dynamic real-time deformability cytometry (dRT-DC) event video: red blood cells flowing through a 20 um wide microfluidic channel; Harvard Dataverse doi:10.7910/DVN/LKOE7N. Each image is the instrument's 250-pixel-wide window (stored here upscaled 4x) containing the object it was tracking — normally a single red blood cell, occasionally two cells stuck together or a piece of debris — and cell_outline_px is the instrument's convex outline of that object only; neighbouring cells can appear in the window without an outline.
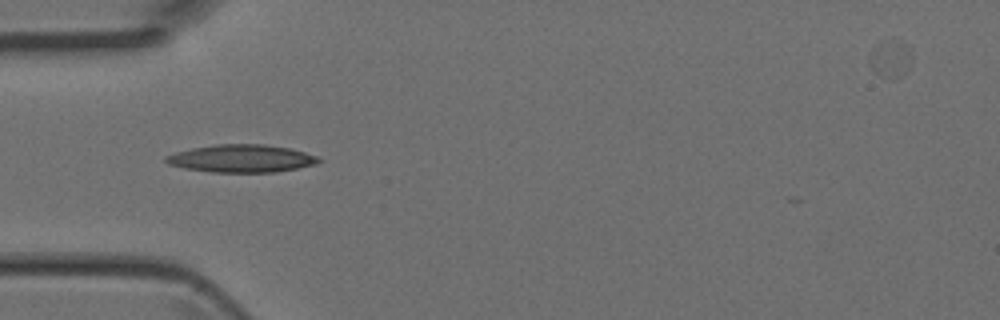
{"species": "Egyptian fruit bat (a non-hibernating species)", "species_latin": "Rousettus aegyptiacus", "temperature_condition": "room temperature", "stored_images_in_passage": 5, "camera_frame_rate_fps": 3000, "um_per_image_px": 0.085, "animal": {"sex": "female"}, "frame": {"image": 1, "passage_image": 4, "time_ms": 1.0, "image_size_px": [1000, 320], "cell_outline_px": [[324, 160], [312, 164], [296, 168], [276, 172], [212, 172], [184, 168], [168, 164], [164, 160], [164, 156], [176, 152], [192, 148], [216, 144], [264, 144], [288, 148], [320, 156]], "centroid_in_image_um": [20.51, 13.47], "position_along_channel_um": 64.5, "area_um2": 24.62}}
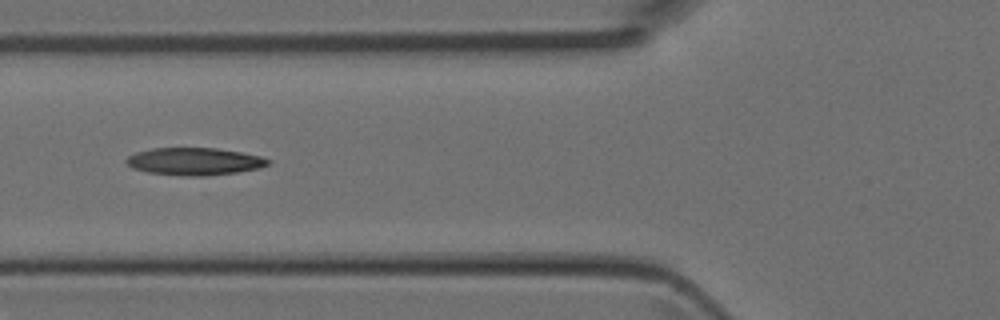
{"frame": {"image": 2, "passage_image": 5, "time_ms": 1.333, "image_size_px": [1000, 320], "cell_outline_px": [[272, 160], [268, 164], [260, 168], [236, 172], [204, 176], [192, 176], [148, 172], [132, 168], [124, 160], [128, 156], [136, 152], [152, 148], [216, 148], [240, 152], [260, 156]], "centroid_in_image_um": [16.52, 13.71], "position_along_channel_um": 109.3, "area_um2": 22.48}}